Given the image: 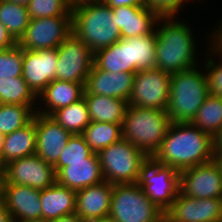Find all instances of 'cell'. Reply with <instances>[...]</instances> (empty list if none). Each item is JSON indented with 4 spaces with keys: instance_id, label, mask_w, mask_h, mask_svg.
Listing matches in <instances>:
<instances>
[{
    "instance_id": "cell-1",
    "label": "cell",
    "mask_w": 222,
    "mask_h": 222,
    "mask_svg": "<svg viewBox=\"0 0 222 222\" xmlns=\"http://www.w3.org/2000/svg\"><path fill=\"white\" fill-rule=\"evenodd\" d=\"M213 137L191 122H171L159 150L151 158L181 172L214 160Z\"/></svg>"
},
{
    "instance_id": "cell-2",
    "label": "cell",
    "mask_w": 222,
    "mask_h": 222,
    "mask_svg": "<svg viewBox=\"0 0 222 222\" xmlns=\"http://www.w3.org/2000/svg\"><path fill=\"white\" fill-rule=\"evenodd\" d=\"M177 17H160L155 31L156 68L170 74L195 67L196 44L192 30ZM176 20V21H175ZM162 22V23H161ZM159 23V24H158Z\"/></svg>"
},
{
    "instance_id": "cell-3",
    "label": "cell",
    "mask_w": 222,
    "mask_h": 222,
    "mask_svg": "<svg viewBox=\"0 0 222 222\" xmlns=\"http://www.w3.org/2000/svg\"><path fill=\"white\" fill-rule=\"evenodd\" d=\"M71 14L72 33L93 53L121 39L113 8L104 1L72 4Z\"/></svg>"
},
{
    "instance_id": "cell-4",
    "label": "cell",
    "mask_w": 222,
    "mask_h": 222,
    "mask_svg": "<svg viewBox=\"0 0 222 222\" xmlns=\"http://www.w3.org/2000/svg\"><path fill=\"white\" fill-rule=\"evenodd\" d=\"M170 124L166 110L128 105L122 124V138L152 158Z\"/></svg>"
},
{
    "instance_id": "cell-5",
    "label": "cell",
    "mask_w": 222,
    "mask_h": 222,
    "mask_svg": "<svg viewBox=\"0 0 222 222\" xmlns=\"http://www.w3.org/2000/svg\"><path fill=\"white\" fill-rule=\"evenodd\" d=\"M198 68L195 66L171 74L169 102L166 108L171 122H192L209 95L206 72Z\"/></svg>"
},
{
    "instance_id": "cell-6",
    "label": "cell",
    "mask_w": 222,
    "mask_h": 222,
    "mask_svg": "<svg viewBox=\"0 0 222 222\" xmlns=\"http://www.w3.org/2000/svg\"><path fill=\"white\" fill-rule=\"evenodd\" d=\"M97 155L104 181L113 185L138 183L143 166L150 159L124 138L103 148Z\"/></svg>"
},
{
    "instance_id": "cell-7",
    "label": "cell",
    "mask_w": 222,
    "mask_h": 222,
    "mask_svg": "<svg viewBox=\"0 0 222 222\" xmlns=\"http://www.w3.org/2000/svg\"><path fill=\"white\" fill-rule=\"evenodd\" d=\"M164 214L138 183L113 185L108 216L115 222H164Z\"/></svg>"
},
{
    "instance_id": "cell-8",
    "label": "cell",
    "mask_w": 222,
    "mask_h": 222,
    "mask_svg": "<svg viewBox=\"0 0 222 222\" xmlns=\"http://www.w3.org/2000/svg\"><path fill=\"white\" fill-rule=\"evenodd\" d=\"M138 184L148 198L165 212L178 195L180 172L150 158L143 166Z\"/></svg>"
},
{
    "instance_id": "cell-9",
    "label": "cell",
    "mask_w": 222,
    "mask_h": 222,
    "mask_svg": "<svg viewBox=\"0 0 222 222\" xmlns=\"http://www.w3.org/2000/svg\"><path fill=\"white\" fill-rule=\"evenodd\" d=\"M72 33V15L30 19L17 44L27 50L55 49Z\"/></svg>"
},
{
    "instance_id": "cell-10",
    "label": "cell",
    "mask_w": 222,
    "mask_h": 222,
    "mask_svg": "<svg viewBox=\"0 0 222 222\" xmlns=\"http://www.w3.org/2000/svg\"><path fill=\"white\" fill-rule=\"evenodd\" d=\"M171 74L158 68L134 75L129 105L166 110L170 95Z\"/></svg>"
},
{
    "instance_id": "cell-11",
    "label": "cell",
    "mask_w": 222,
    "mask_h": 222,
    "mask_svg": "<svg viewBox=\"0 0 222 222\" xmlns=\"http://www.w3.org/2000/svg\"><path fill=\"white\" fill-rule=\"evenodd\" d=\"M57 51L56 79L85 84L94 61L89 46L71 33Z\"/></svg>"
},
{
    "instance_id": "cell-12",
    "label": "cell",
    "mask_w": 222,
    "mask_h": 222,
    "mask_svg": "<svg viewBox=\"0 0 222 222\" xmlns=\"http://www.w3.org/2000/svg\"><path fill=\"white\" fill-rule=\"evenodd\" d=\"M3 183L43 190L56 183V171L53 165L34 154L6 164L3 167Z\"/></svg>"
},
{
    "instance_id": "cell-13",
    "label": "cell",
    "mask_w": 222,
    "mask_h": 222,
    "mask_svg": "<svg viewBox=\"0 0 222 222\" xmlns=\"http://www.w3.org/2000/svg\"><path fill=\"white\" fill-rule=\"evenodd\" d=\"M179 191L197 199L222 198V170L215 160L180 172Z\"/></svg>"
},
{
    "instance_id": "cell-14",
    "label": "cell",
    "mask_w": 222,
    "mask_h": 222,
    "mask_svg": "<svg viewBox=\"0 0 222 222\" xmlns=\"http://www.w3.org/2000/svg\"><path fill=\"white\" fill-rule=\"evenodd\" d=\"M164 222H222V198L197 199L179 191Z\"/></svg>"
},
{
    "instance_id": "cell-15",
    "label": "cell",
    "mask_w": 222,
    "mask_h": 222,
    "mask_svg": "<svg viewBox=\"0 0 222 222\" xmlns=\"http://www.w3.org/2000/svg\"><path fill=\"white\" fill-rule=\"evenodd\" d=\"M2 201L14 222L42 221L40 190L14 183H3Z\"/></svg>"
},
{
    "instance_id": "cell-16",
    "label": "cell",
    "mask_w": 222,
    "mask_h": 222,
    "mask_svg": "<svg viewBox=\"0 0 222 222\" xmlns=\"http://www.w3.org/2000/svg\"><path fill=\"white\" fill-rule=\"evenodd\" d=\"M57 60V48L23 49L22 77L37 96L56 79Z\"/></svg>"
},
{
    "instance_id": "cell-17",
    "label": "cell",
    "mask_w": 222,
    "mask_h": 222,
    "mask_svg": "<svg viewBox=\"0 0 222 222\" xmlns=\"http://www.w3.org/2000/svg\"><path fill=\"white\" fill-rule=\"evenodd\" d=\"M36 153L46 163L54 165L72 134L50 115L35 113Z\"/></svg>"
},
{
    "instance_id": "cell-18",
    "label": "cell",
    "mask_w": 222,
    "mask_h": 222,
    "mask_svg": "<svg viewBox=\"0 0 222 222\" xmlns=\"http://www.w3.org/2000/svg\"><path fill=\"white\" fill-rule=\"evenodd\" d=\"M134 73H113L98 69L94 64L87 76L84 94L103 95L128 101L132 88Z\"/></svg>"
},
{
    "instance_id": "cell-19",
    "label": "cell",
    "mask_w": 222,
    "mask_h": 222,
    "mask_svg": "<svg viewBox=\"0 0 222 222\" xmlns=\"http://www.w3.org/2000/svg\"><path fill=\"white\" fill-rule=\"evenodd\" d=\"M113 184H100L76 191V211L84 222L107 217L110 212Z\"/></svg>"
},
{
    "instance_id": "cell-20",
    "label": "cell",
    "mask_w": 222,
    "mask_h": 222,
    "mask_svg": "<svg viewBox=\"0 0 222 222\" xmlns=\"http://www.w3.org/2000/svg\"><path fill=\"white\" fill-rule=\"evenodd\" d=\"M56 183L78 191L104 181L97 153L89 161L66 162L63 168H55Z\"/></svg>"
},
{
    "instance_id": "cell-21",
    "label": "cell",
    "mask_w": 222,
    "mask_h": 222,
    "mask_svg": "<svg viewBox=\"0 0 222 222\" xmlns=\"http://www.w3.org/2000/svg\"><path fill=\"white\" fill-rule=\"evenodd\" d=\"M113 14L121 39L152 34L160 18L145 6H120L113 8Z\"/></svg>"
},
{
    "instance_id": "cell-22",
    "label": "cell",
    "mask_w": 222,
    "mask_h": 222,
    "mask_svg": "<svg viewBox=\"0 0 222 222\" xmlns=\"http://www.w3.org/2000/svg\"><path fill=\"white\" fill-rule=\"evenodd\" d=\"M84 92L83 83L55 79L38 95V100H43L42 105H45V108L37 107L36 113L51 116L56 110L82 99Z\"/></svg>"
},
{
    "instance_id": "cell-23",
    "label": "cell",
    "mask_w": 222,
    "mask_h": 222,
    "mask_svg": "<svg viewBox=\"0 0 222 222\" xmlns=\"http://www.w3.org/2000/svg\"><path fill=\"white\" fill-rule=\"evenodd\" d=\"M42 221L70 215L76 211V191L58 183L40 190Z\"/></svg>"
},
{
    "instance_id": "cell-24",
    "label": "cell",
    "mask_w": 222,
    "mask_h": 222,
    "mask_svg": "<svg viewBox=\"0 0 222 222\" xmlns=\"http://www.w3.org/2000/svg\"><path fill=\"white\" fill-rule=\"evenodd\" d=\"M36 153L35 115L33 120L21 129L5 135L1 157L4 167L10 161L31 156Z\"/></svg>"
},
{
    "instance_id": "cell-25",
    "label": "cell",
    "mask_w": 222,
    "mask_h": 222,
    "mask_svg": "<svg viewBox=\"0 0 222 222\" xmlns=\"http://www.w3.org/2000/svg\"><path fill=\"white\" fill-rule=\"evenodd\" d=\"M91 121L123 124L128 101L103 95L84 94Z\"/></svg>"
},
{
    "instance_id": "cell-26",
    "label": "cell",
    "mask_w": 222,
    "mask_h": 222,
    "mask_svg": "<svg viewBox=\"0 0 222 222\" xmlns=\"http://www.w3.org/2000/svg\"><path fill=\"white\" fill-rule=\"evenodd\" d=\"M93 64L98 69L113 73H131V54L128 38L120 39L111 46L96 51Z\"/></svg>"
},
{
    "instance_id": "cell-27",
    "label": "cell",
    "mask_w": 222,
    "mask_h": 222,
    "mask_svg": "<svg viewBox=\"0 0 222 222\" xmlns=\"http://www.w3.org/2000/svg\"><path fill=\"white\" fill-rule=\"evenodd\" d=\"M156 31L150 35L128 38L131 54V73L156 68Z\"/></svg>"
},
{
    "instance_id": "cell-28",
    "label": "cell",
    "mask_w": 222,
    "mask_h": 222,
    "mask_svg": "<svg viewBox=\"0 0 222 222\" xmlns=\"http://www.w3.org/2000/svg\"><path fill=\"white\" fill-rule=\"evenodd\" d=\"M94 153L122 138V124L91 121L81 134Z\"/></svg>"
},
{
    "instance_id": "cell-29",
    "label": "cell",
    "mask_w": 222,
    "mask_h": 222,
    "mask_svg": "<svg viewBox=\"0 0 222 222\" xmlns=\"http://www.w3.org/2000/svg\"><path fill=\"white\" fill-rule=\"evenodd\" d=\"M51 117L72 135L82 134L91 122L84 97L67 107L56 110Z\"/></svg>"
},
{
    "instance_id": "cell-30",
    "label": "cell",
    "mask_w": 222,
    "mask_h": 222,
    "mask_svg": "<svg viewBox=\"0 0 222 222\" xmlns=\"http://www.w3.org/2000/svg\"><path fill=\"white\" fill-rule=\"evenodd\" d=\"M38 96L22 76L0 78V103L35 106Z\"/></svg>"
},
{
    "instance_id": "cell-31",
    "label": "cell",
    "mask_w": 222,
    "mask_h": 222,
    "mask_svg": "<svg viewBox=\"0 0 222 222\" xmlns=\"http://www.w3.org/2000/svg\"><path fill=\"white\" fill-rule=\"evenodd\" d=\"M191 123L214 137L222 127V97L209 94Z\"/></svg>"
},
{
    "instance_id": "cell-32",
    "label": "cell",
    "mask_w": 222,
    "mask_h": 222,
    "mask_svg": "<svg viewBox=\"0 0 222 222\" xmlns=\"http://www.w3.org/2000/svg\"><path fill=\"white\" fill-rule=\"evenodd\" d=\"M30 19L27 6L0 0V23L16 42L24 35Z\"/></svg>"
},
{
    "instance_id": "cell-33",
    "label": "cell",
    "mask_w": 222,
    "mask_h": 222,
    "mask_svg": "<svg viewBox=\"0 0 222 222\" xmlns=\"http://www.w3.org/2000/svg\"><path fill=\"white\" fill-rule=\"evenodd\" d=\"M35 106L0 103V132L8 135L29 124L36 113Z\"/></svg>"
},
{
    "instance_id": "cell-34",
    "label": "cell",
    "mask_w": 222,
    "mask_h": 222,
    "mask_svg": "<svg viewBox=\"0 0 222 222\" xmlns=\"http://www.w3.org/2000/svg\"><path fill=\"white\" fill-rule=\"evenodd\" d=\"M96 153L85 142L81 134L72 135L62 150L58 161L53 165L54 168H63L66 162L89 161Z\"/></svg>"
},
{
    "instance_id": "cell-35",
    "label": "cell",
    "mask_w": 222,
    "mask_h": 222,
    "mask_svg": "<svg viewBox=\"0 0 222 222\" xmlns=\"http://www.w3.org/2000/svg\"><path fill=\"white\" fill-rule=\"evenodd\" d=\"M27 8L31 19L72 15L71 0H30Z\"/></svg>"
},
{
    "instance_id": "cell-36",
    "label": "cell",
    "mask_w": 222,
    "mask_h": 222,
    "mask_svg": "<svg viewBox=\"0 0 222 222\" xmlns=\"http://www.w3.org/2000/svg\"><path fill=\"white\" fill-rule=\"evenodd\" d=\"M23 48L18 44L11 48L0 50V78H15L22 76Z\"/></svg>"
},
{
    "instance_id": "cell-37",
    "label": "cell",
    "mask_w": 222,
    "mask_h": 222,
    "mask_svg": "<svg viewBox=\"0 0 222 222\" xmlns=\"http://www.w3.org/2000/svg\"><path fill=\"white\" fill-rule=\"evenodd\" d=\"M209 51H211V54L208 56H212L209 59L207 58V61L204 65V69L206 70L205 72L208 78L209 94L222 97V58L219 59V63L215 62L213 55L215 56L216 54L211 50V48Z\"/></svg>"
},
{
    "instance_id": "cell-38",
    "label": "cell",
    "mask_w": 222,
    "mask_h": 222,
    "mask_svg": "<svg viewBox=\"0 0 222 222\" xmlns=\"http://www.w3.org/2000/svg\"><path fill=\"white\" fill-rule=\"evenodd\" d=\"M185 5L184 0H144V6L159 17H176Z\"/></svg>"
},
{
    "instance_id": "cell-39",
    "label": "cell",
    "mask_w": 222,
    "mask_h": 222,
    "mask_svg": "<svg viewBox=\"0 0 222 222\" xmlns=\"http://www.w3.org/2000/svg\"><path fill=\"white\" fill-rule=\"evenodd\" d=\"M218 24L220 25H217L218 28L214 29V34H212V36L209 34V48H212L211 50L217 54L216 56H218V58H222V21Z\"/></svg>"
},
{
    "instance_id": "cell-40",
    "label": "cell",
    "mask_w": 222,
    "mask_h": 222,
    "mask_svg": "<svg viewBox=\"0 0 222 222\" xmlns=\"http://www.w3.org/2000/svg\"><path fill=\"white\" fill-rule=\"evenodd\" d=\"M17 42L8 33L6 27L0 23V50H5L16 45Z\"/></svg>"
},
{
    "instance_id": "cell-41",
    "label": "cell",
    "mask_w": 222,
    "mask_h": 222,
    "mask_svg": "<svg viewBox=\"0 0 222 222\" xmlns=\"http://www.w3.org/2000/svg\"><path fill=\"white\" fill-rule=\"evenodd\" d=\"M112 8L120 6H144V0H103Z\"/></svg>"
},
{
    "instance_id": "cell-42",
    "label": "cell",
    "mask_w": 222,
    "mask_h": 222,
    "mask_svg": "<svg viewBox=\"0 0 222 222\" xmlns=\"http://www.w3.org/2000/svg\"><path fill=\"white\" fill-rule=\"evenodd\" d=\"M0 222H14L11 214L7 210L5 203L0 201Z\"/></svg>"
},
{
    "instance_id": "cell-43",
    "label": "cell",
    "mask_w": 222,
    "mask_h": 222,
    "mask_svg": "<svg viewBox=\"0 0 222 222\" xmlns=\"http://www.w3.org/2000/svg\"><path fill=\"white\" fill-rule=\"evenodd\" d=\"M49 222H84V221L82 219H80L76 213H73L70 215L56 218V219L51 220Z\"/></svg>"
},
{
    "instance_id": "cell-44",
    "label": "cell",
    "mask_w": 222,
    "mask_h": 222,
    "mask_svg": "<svg viewBox=\"0 0 222 222\" xmlns=\"http://www.w3.org/2000/svg\"><path fill=\"white\" fill-rule=\"evenodd\" d=\"M213 150H222V127L213 137Z\"/></svg>"
},
{
    "instance_id": "cell-45",
    "label": "cell",
    "mask_w": 222,
    "mask_h": 222,
    "mask_svg": "<svg viewBox=\"0 0 222 222\" xmlns=\"http://www.w3.org/2000/svg\"><path fill=\"white\" fill-rule=\"evenodd\" d=\"M214 153V160L218 163L222 170V150H214Z\"/></svg>"
},
{
    "instance_id": "cell-46",
    "label": "cell",
    "mask_w": 222,
    "mask_h": 222,
    "mask_svg": "<svg viewBox=\"0 0 222 222\" xmlns=\"http://www.w3.org/2000/svg\"><path fill=\"white\" fill-rule=\"evenodd\" d=\"M3 1L14 3V4H20L23 6H28L30 0H3Z\"/></svg>"
},
{
    "instance_id": "cell-47",
    "label": "cell",
    "mask_w": 222,
    "mask_h": 222,
    "mask_svg": "<svg viewBox=\"0 0 222 222\" xmlns=\"http://www.w3.org/2000/svg\"><path fill=\"white\" fill-rule=\"evenodd\" d=\"M88 222H115V220L112 217L107 216V217L91 220V221H88Z\"/></svg>"
},
{
    "instance_id": "cell-48",
    "label": "cell",
    "mask_w": 222,
    "mask_h": 222,
    "mask_svg": "<svg viewBox=\"0 0 222 222\" xmlns=\"http://www.w3.org/2000/svg\"><path fill=\"white\" fill-rule=\"evenodd\" d=\"M4 139H5V134L0 132V163H1L3 146H4Z\"/></svg>"
},
{
    "instance_id": "cell-49",
    "label": "cell",
    "mask_w": 222,
    "mask_h": 222,
    "mask_svg": "<svg viewBox=\"0 0 222 222\" xmlns=\"http://www.w3.org/2000/svg\"><path fill=\"white\" fill-rule=\"evenodd\" d=\"M103 1V0H71L72 4H81L84 2Z\"/></svg>"
},
{
    "instance_id": "cell-50",
    "label": "cell",
    "mask_w": 222,
    "mask_h": 222,
    "mask_svg": "<svg viewBox=\"0 0 222 222\" xmlns=\"http://www.w3.org/2000/svg\"><path fill=\"white\" fill-rule=\"evenodd\" d=\"M2 184H3V178H0V201L2 200Z\"/></svg>"
},
{
    "instance_id": "cell-51",
    "label": "cell",
    "mask_w": 222,
    "mask_h": 222,
    "mask_svg": "<svg viewBox=\"0 0 222 222\" xmlns=\"http://www.w3.org/2000/svg\"><path fill=\"white\" fill-rule=\"evenodd\" d=\"M0 178H3V166L0 163Z\"/></svg>"
}]
</instances>
